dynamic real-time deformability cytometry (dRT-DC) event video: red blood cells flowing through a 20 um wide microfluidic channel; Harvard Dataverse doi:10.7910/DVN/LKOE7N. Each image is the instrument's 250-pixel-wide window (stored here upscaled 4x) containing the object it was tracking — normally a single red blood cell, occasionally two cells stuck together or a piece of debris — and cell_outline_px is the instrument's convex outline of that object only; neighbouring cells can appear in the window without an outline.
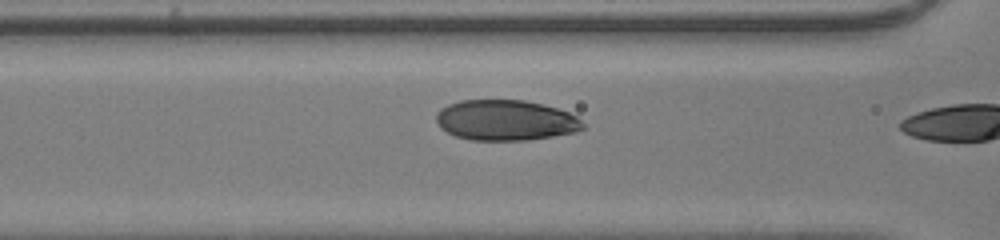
{"species": "human", "species_latin": "Homo sapiens", "temperature_condition": "room temperature", "stored_images_in_passage": 28, "camera_frame_rate_fps": 3000, "um_per_image_px": 0.085, "donor": {"sex": "male"}, "frame": {"image": 1, "passage_image": 27, "time_ms": 8.667, "image_size_px": [1000, 240], "cell_outline_px": [[584, 128], [576, 132], [528, 140], [472, 140], [456, 136], [440, 128], [436, 120], [436, 112], [440, 108], [448, 104], [460, 100], [524, 100], [556, 108], [568, 112], [576, 116], [584, 124]], "centroid_in_image_um": [42.95, 10.22], "position_along_channel_um": 123.6, "area_um2": 34.62}}